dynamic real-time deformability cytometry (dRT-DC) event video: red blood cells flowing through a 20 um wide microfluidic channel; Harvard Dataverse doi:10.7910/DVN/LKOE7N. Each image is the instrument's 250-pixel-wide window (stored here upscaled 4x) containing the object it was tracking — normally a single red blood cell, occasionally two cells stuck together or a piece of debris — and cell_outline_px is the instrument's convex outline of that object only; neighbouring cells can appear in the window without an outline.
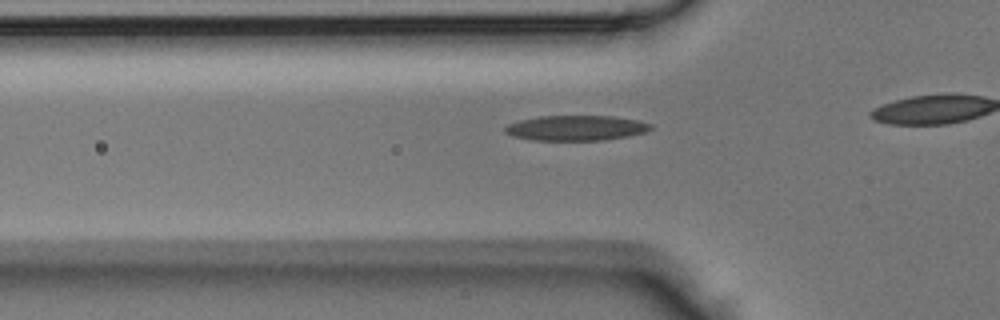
{"species": "Egyptian fruit bat (a non-hibernating species)", "species_latin": "Rousettus aegyptiacus", "temperature_condition": "room temperature", "stored_images_in_passage": 26, "camera_frame_rate_fps": 3000, "um_per_image_px": 0.085, "animal": {"sex": "male"}, "frame": {"image": 1, "passage_image": 6, "time_ms": 1.667, "image_size_px": [1000, 320], "cell_outline_px": [[652, 128], [644, 132], [628, 136], [604, 140], [532, 140], [512, 136], [504, 132], [504, 128], [508, 124], [520, 120], [540, 116], [612, 116], [640, 120], [652, 124]], "centroid_in_image_um": [48.96, 10.87], "position_along_channel_um": 76.8, "area_um2": 21.39}}
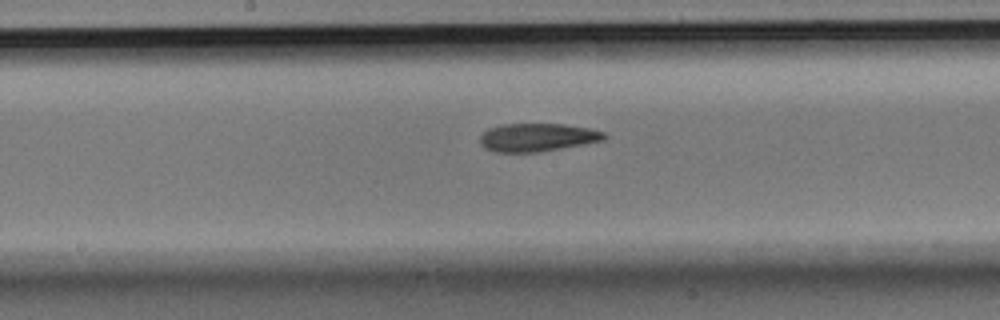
{"frame": {"image": 2, "passage_image": 14, "time_ms": 4.333, "image_size_px": [1000, 320], "cell_outline_px": [[608, 136], [604, 140], [584, 144], [540, 152], [496, 152], [484, 148], [480, 144], [480, 136], [488, 128], [500, 124], [564, 124], [588, 128], [604, 132]], "centroid_in_image_um": [45.66, 11.68], "position_along_channel_um": 202.5, "area_um2": 20.46}}
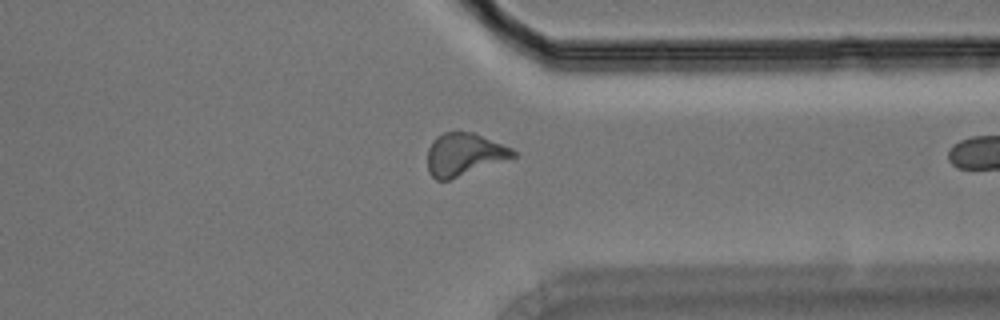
{"frame": {"image": 3, "passage_image": 25, "time_ms": 8.0, "image_size_px": [1000, 320], "cell_outline_px": [[516, 156], [448, 180], [436, 180], [428, 172], [428, 148], [432, 140], [436, 136], [444, 132], [456, 128], [476, 132], [512, 148], [516, 152]], "centroid_in_image_um": [39.42, 13.06], "position_along_channel_um": 372.0, "area_um2": 21.62}}